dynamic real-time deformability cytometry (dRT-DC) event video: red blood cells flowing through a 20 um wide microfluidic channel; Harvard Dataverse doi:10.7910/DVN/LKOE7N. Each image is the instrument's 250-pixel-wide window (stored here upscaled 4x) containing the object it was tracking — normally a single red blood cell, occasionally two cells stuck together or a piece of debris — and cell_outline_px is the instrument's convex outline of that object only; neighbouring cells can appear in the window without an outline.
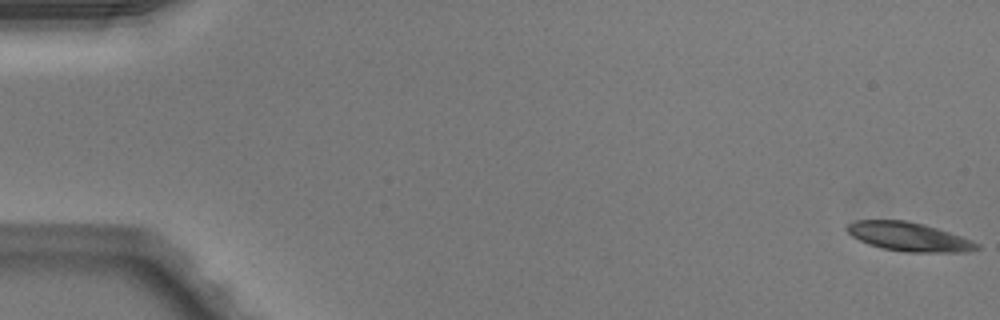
{"species": "Egyptian fruit bat (a non-hibernating species)", "species_latin": "Rousettus aegyptiacus", "temperature_condition": "warm", "stored_images_in_passage": 16, "camera_frame_rate_fps": 3000, "um_per_image_px": 0.085, "animal": {"sex": "male"}, "frame": {"image": 1, "passage_image": 1, "time_ms": 0.0, "image_size_px": [1000, 320], "cell_outline_px": [[980, 248], [968, 252], [904, 252], [880, 248], [868, 244], [852, 236], [844, 228], [848, 224], [856, 220], [908, 220], [924, 224], [972, 240], [980, 244]], "centroid_in_image_um": [77.24, 20.13], "position_along_channel_um": 7.8, "area_um2": 21.91}}
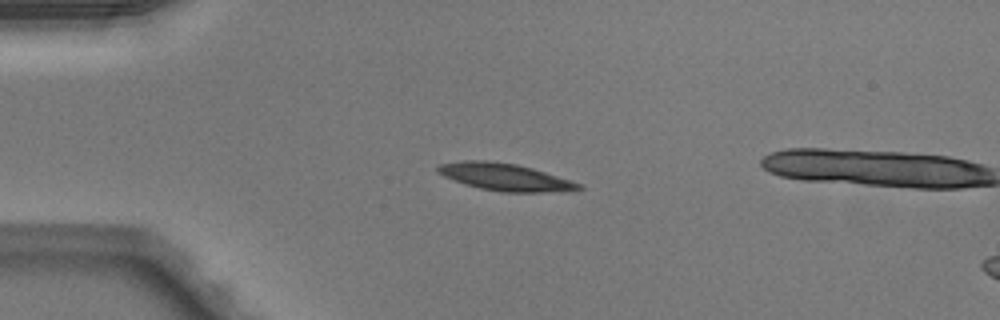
{"frame": {"image": 2, "passage_image": 13, "time_ms": 4.0, "image_size_px": [1000, 320], "cell_outline_px": [[584, 188], [568, 192], [500, 192], [480, 188], [464, 184], [444, 176], [436, 168], [440, 164], [464, 160], [488, 160], [516, 164], [532, 168], [580, 184]], "centroid_in_image_um": [42.93, 15.06], "position_along_channel_um": 42.1, "area_um2": 22.2}}